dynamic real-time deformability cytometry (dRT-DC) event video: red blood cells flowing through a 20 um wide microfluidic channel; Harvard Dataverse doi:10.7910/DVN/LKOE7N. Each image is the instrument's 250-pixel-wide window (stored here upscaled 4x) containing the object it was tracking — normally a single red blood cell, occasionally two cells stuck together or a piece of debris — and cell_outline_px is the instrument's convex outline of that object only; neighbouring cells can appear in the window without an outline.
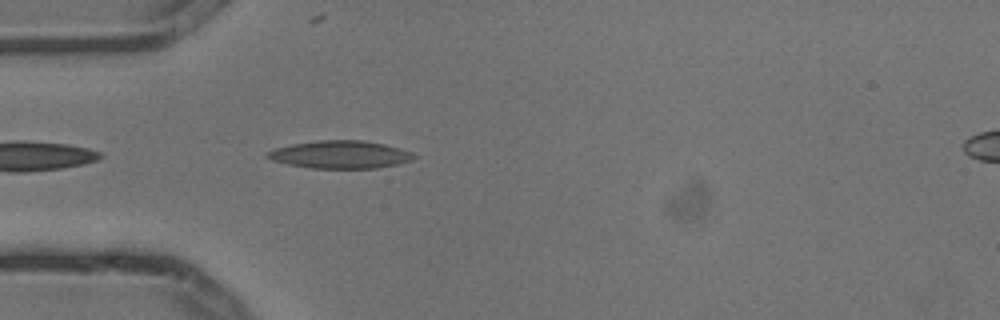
{"species": "common noctule bat (a hibernating species)", "species_latin": "Nyctalus noctula", "temperature_condition": "cold", "stored_images_in_passage": 1, "camera_frame_rate_fps": 3000, "um_per_image_px": 0.085, "animal": {"sex": "male", "body_mass_g": 13.3}, "frame": {"image": 1, "passage_image": 1, "time_ms": 0.0, "image_size_px": [1000, 320], "cell_outline_px": [[416, 156], [412, 160], [396, 164], [376, 168], [312, 168], [288, 164], [272, 160], [264, 156], [268, 152], [276, 148], [292, 144], [316, 140], [364, 140], [384, 144], [400, 148], [412, 152]], "centroid_in_image_um": [28.92, 13.13], "position_along_channel_um": 56.1, "area_um2": 23.58}}